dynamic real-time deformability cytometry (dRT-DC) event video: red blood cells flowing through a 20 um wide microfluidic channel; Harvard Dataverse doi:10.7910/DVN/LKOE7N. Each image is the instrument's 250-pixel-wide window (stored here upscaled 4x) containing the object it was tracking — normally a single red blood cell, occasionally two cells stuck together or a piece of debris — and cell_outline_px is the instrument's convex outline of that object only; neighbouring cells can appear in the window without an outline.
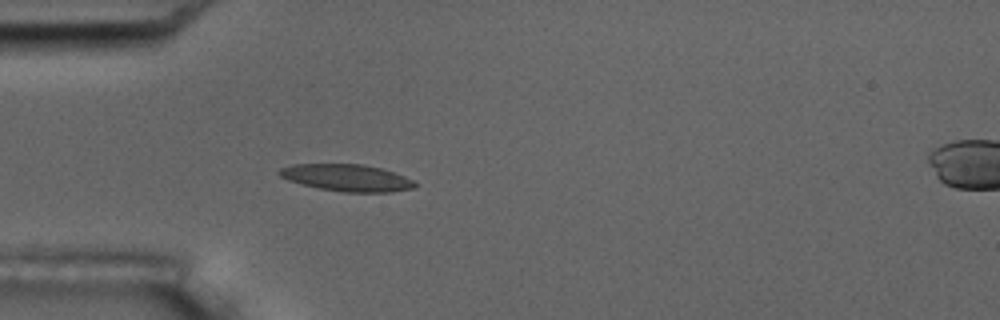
{"species": "common noctule bat (a hibernating species)", "species_latin": "Nyctalus noctula", "temperature_condition": "room temperature", "stored_images_in_passage": 4, "camera_frame_rate_fps": 3000, "um_per_image_px": 0.085, "animal": {"sex": "male", "body_mass_g": 17.5, "forearm_length_mm": 52.3}, "frame": {"image": 1, "passage_image": 4, "time_ms": 4.333, "image_size_px": [1000, 320], "cell_outline_px": [[416, 184], [412, 188], [392, 192], [344, 192], [320, 188], [300, 184], [288, 180], [280, 176], [276, 172], [280, 168], [292, 164], [364, 164], [384, 168], [404, 176], [412, 180]], "centroid_in_image_um": [29.45, 15.1], "position_along_channel_um": 55.5, "area_um2": 21.33}}